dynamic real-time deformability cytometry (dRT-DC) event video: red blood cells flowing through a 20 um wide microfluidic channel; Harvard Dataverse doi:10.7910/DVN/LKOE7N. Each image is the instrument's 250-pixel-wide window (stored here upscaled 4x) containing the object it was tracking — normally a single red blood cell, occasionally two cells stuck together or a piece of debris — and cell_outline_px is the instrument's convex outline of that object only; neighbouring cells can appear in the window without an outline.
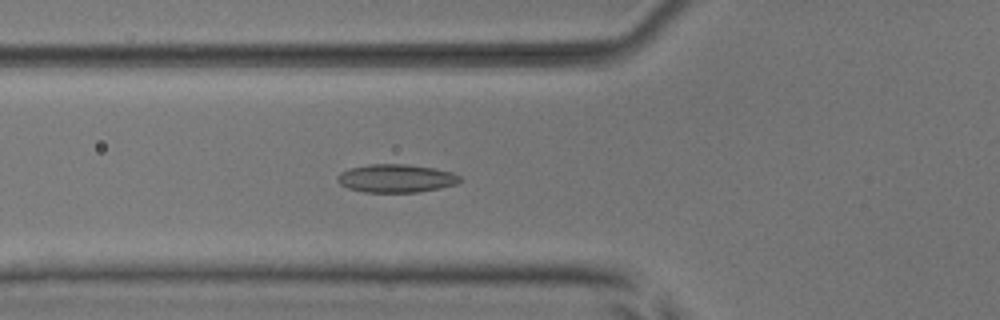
{"species": "common noctule bat (a hibernating species)", "species_latin": "Nyctalus noctula", "temperature_condition": "room temperature", "stored_images_in_passage": 54, "camera_frame_rate_fps": 3000, "um_per_image_px": 0.085, "animal": {"sex": "male", "body_mass_g": 17.9, "forearm_length_mm": 54.2}, "frame": {"image": 1, "passage_image": 20, "time_ms": 6.333, "image_size_px": [1000, 320], "cell_outline_px": [[460, 180], [456, 184], [440, 188], [416, 192], [364, 192], [348, 188], [340, 184], [336, 180], [336, 176], [340, 172], [348, 168], [368, 164], [408, 164], [432, 168], [452, 172], [460, 176]], "centroid_in_image_um": [33.62, 15.15], "position_along_channel_um": 92.2, "area_um2": 20.17}}
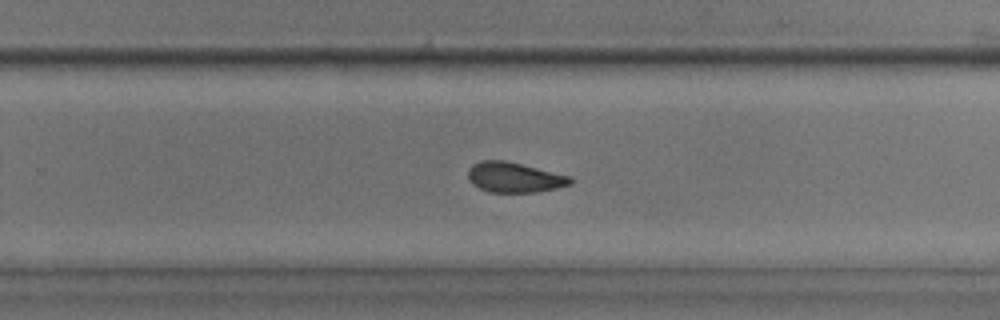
{"frame": {"image": 2, "passage_image": 35, "time_ms": 11.333, "image_size_px": [1000, 320], "cell_outline_px": [[572, 184], [556, 188], [536, 192], [488, 192], [472, 184], [468, 176], [468, 168], [472, 164], [480, 160], [504, 160], [572, 176]], "centroid_in_image_um": [43.71, 15.07], "position_along_channel_um": 286.1, "area_um2": 18.03}}
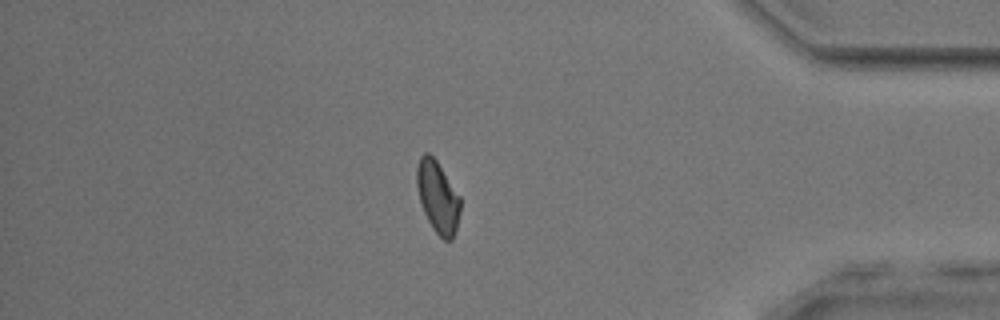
{"frame": {"image": 3, "passage_image": 46, "time_ms": 15.0, "image_size_px": [1000, 320], "cell_outline_px": [[460, 212], [456, 232], [452, 240], [444, 240], [432, 228], [424, 212], [420, 200], [416, 184], [416, 168], [420, 156], [424, 152], [428, 152], [436, 160], [460, 196]], "centroid_in_image_um": [37.21, 16.74], "position_along_channel_um": 398.0, "area_um2": 18.21}, "authors_computed_cell_mechanics": {"area_um2": 18.6405, "velocity_mm_per_s": 3.8898, "shape_relaxation_time_tau1_ms": null, "shape_relaxation_time_tau2_ms": 2.926, "deformation_change_tau1": null, "deformation_change_tau2": 0.0859}}